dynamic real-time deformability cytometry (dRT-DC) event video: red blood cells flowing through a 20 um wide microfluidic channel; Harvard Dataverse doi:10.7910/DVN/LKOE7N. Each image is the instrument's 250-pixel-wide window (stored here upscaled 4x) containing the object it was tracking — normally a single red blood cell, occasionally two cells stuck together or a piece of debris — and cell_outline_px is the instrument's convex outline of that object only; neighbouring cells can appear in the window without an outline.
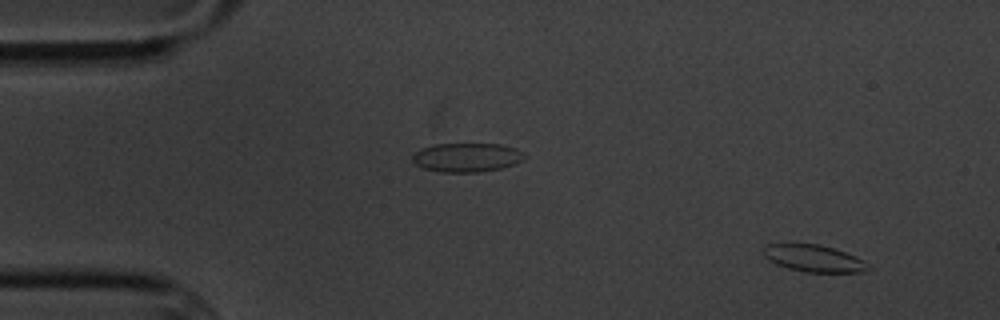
{"species": "common noctule bat (a hibernating species)", "species_latin": "Nyctalus noctula", "temperature_condition": "cold", "stored_images_in_passage": 5, "camera_frame_rate_fps": 3000, "um_per_image_px": 0.085, "animal": {"sex": "male", "body_mass_g": 20.1, "forearm_length_mm": 53.5}, "frame": {"image": 1, "passage_image": 1, "time_ms": 0.0, "image_size_px": [1000, 320], "cell_outline_px": [[872, 268], [860, 272], [804, 272], [788, 268], [776, 264], [768, 260], [764, 256], [764, 244], [820, 244], [856, 256], [864, 260]], "centroid_in_image_um": [69.17, 21.97], "position_along_channel_um": 15.8, "area_um2": 16.42}}